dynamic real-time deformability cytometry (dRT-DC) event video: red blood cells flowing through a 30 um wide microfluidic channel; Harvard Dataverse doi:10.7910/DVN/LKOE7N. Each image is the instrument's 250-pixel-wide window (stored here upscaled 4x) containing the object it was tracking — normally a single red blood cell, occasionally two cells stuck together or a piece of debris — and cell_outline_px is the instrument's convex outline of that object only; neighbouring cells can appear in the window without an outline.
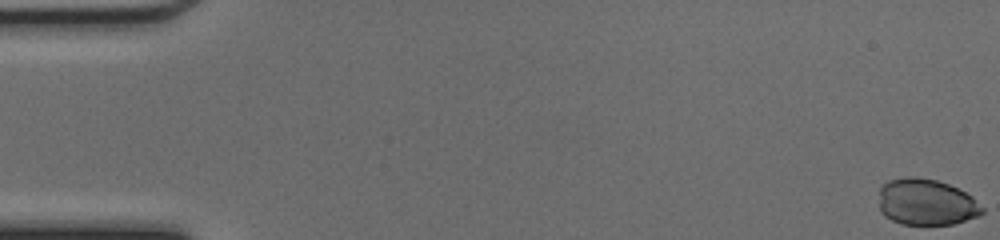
{"species": "common noctule bat (a hibernating species)", "species_latin": "Nyctalus noctula", "temperature_condition": "cold", "stored_images_in_passage": 16, "camera_frame_rate_fps": 3000, "um_per_image_px": 0.085, "animal": {"sex": "female", "body_mass_g": 17.0, "forearm_length_mm": 48.0}, "frame": {"image": 1, "passage_image": 1, "time_ms": 0.0, "image_size_px": [1000, 240], "cell_outline_px": [[984, 212], [980, 216], [952, 224], [904, 224], [892, 220], [884, 216], [880, 212], [880, 188], [888, 180], [908, 176], [916, 176], [936, 180], [948, 184], [972, 196], [984, 208]], "centroid_in_image_um": [78.74, 17.18], "position_along_channel_um": 6.3, "area_um2": 27.92}}
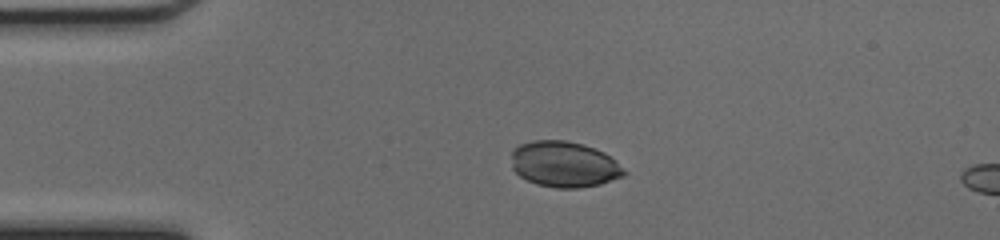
{"frame": {"image": 2, "passage_image": 12, "time_ms": 3.667, "image_size_px": [1000, 240], "cell_outline_px": [[628, 172], [624, 176], [600, 184], [580, 188], [556, 188], [536, 184], [520, 176], [512, 168], [512, 152], [520, 144], [532, 140], [564, 140], [584, 144], [604, 152], [616, 160]], "centroid_in_image_um": [47.99, 13.96], "position_along_channel_um": 37.0, "area_um2": 30.29}}